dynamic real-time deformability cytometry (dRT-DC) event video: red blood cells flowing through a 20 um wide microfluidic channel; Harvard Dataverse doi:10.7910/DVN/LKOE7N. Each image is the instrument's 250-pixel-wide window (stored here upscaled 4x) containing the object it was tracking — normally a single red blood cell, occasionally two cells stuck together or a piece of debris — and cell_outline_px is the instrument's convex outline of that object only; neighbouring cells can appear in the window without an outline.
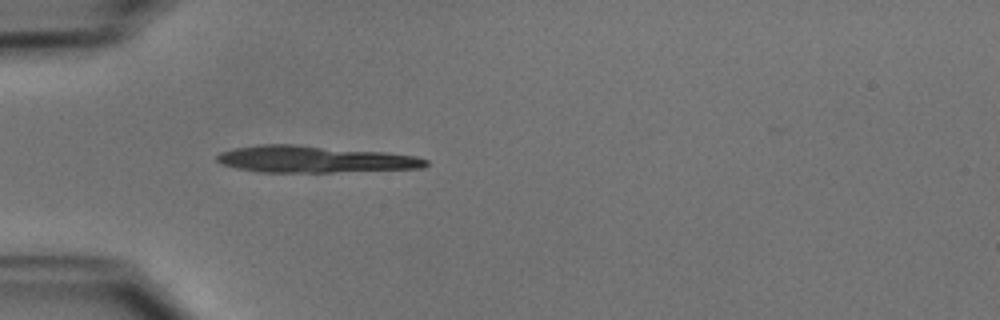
{"species": "common noctule bat (a hibernating species)", "species_latin": "Nyctalus noctula", "temperature_condition": "cold", "stored_images_in_passage": 20, "camera_frame_rate_fps": 3000, "um_per_image_px": 0.085, "animal": {"sex": "male", "body_mass_g": 15.6}, "frame": {"image": 1, "passage_image": 1, "time_ms": 0.0, "image_size_px": [1000, 320], "cell_outline_px": [[428, 164], [424, 168], [332, 172], [260, 172], [236, 168], [220, 164], [216, 160], [216, 156], [220, 152], [236, 148], [260, 144], [296, 144], [388, 152], [416, 156], [428, 160]], "centroid_in_image_um": [26.73, 13.53], "position_along_channel_um": 58.3, "area_um2": 32.83}}